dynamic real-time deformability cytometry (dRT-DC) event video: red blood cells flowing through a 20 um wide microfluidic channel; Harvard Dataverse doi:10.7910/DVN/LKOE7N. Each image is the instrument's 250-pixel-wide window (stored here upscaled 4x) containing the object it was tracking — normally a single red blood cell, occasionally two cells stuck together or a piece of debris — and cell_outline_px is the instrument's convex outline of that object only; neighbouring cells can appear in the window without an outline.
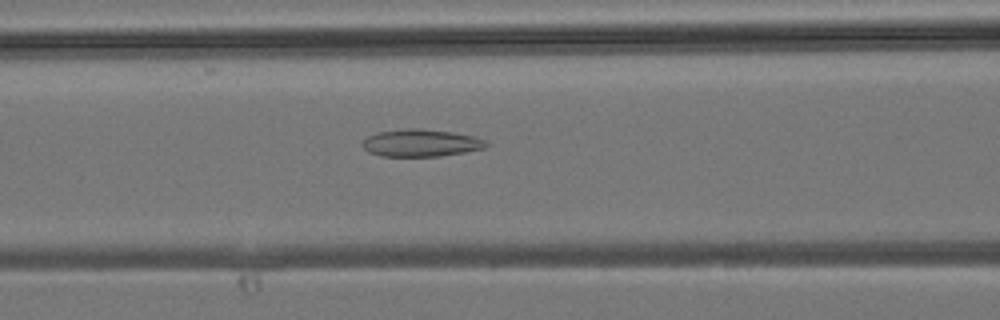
{"species": "common noctule bat (a hibernating species)", "species_latin": "Nyctalus noctula", "temperature_condition": "room temperature", "stored_images_in_passage": 44, "camera_frame_rate_fps": 3000, "um_per_image_px": 0.085, "animal": {"sex": "male", "body_mass_g": 19.2, "forearm_length_mm": 51.8}, "frame": {"image": 1, "passage_image": 18, "time_ms": 5.667, "image_size_px": [1000, 320], "cell_outline_px": [[488, 144], [484, 148], [464, 152], [440, 156], [380, 156], [368, 152], [360, 144], [368, 136], [376, 132], [408, 128], [420, 128], [452, 132], [476, 136], [484, 140]], "centroid_in_image_um": [35.75, 12.14], "position_along_channel_um": 130.9, "area_um2": 19.77}}
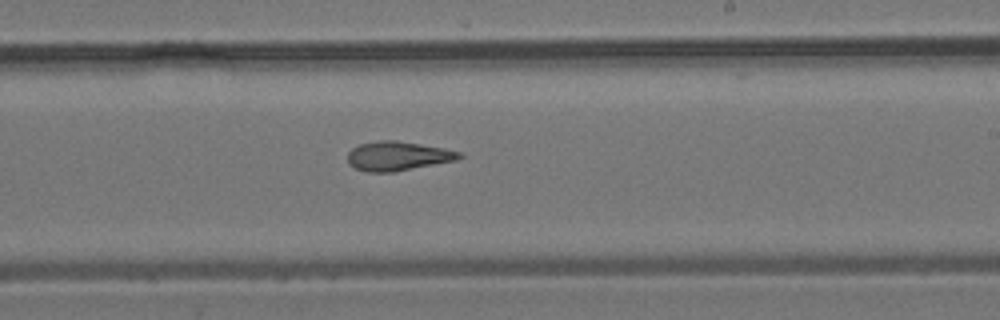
{"frame": {"image": 2, "passage_image": 26, "time_ms": 8.333, "image_size_px": [1000, 320], "cell_outline_px": [[464, 156], [456, 160], [396, 172], [368, 172], [356, 168], [348, 164], [348, 152], [352, 148], [360, 144], [380, 140], [396, 140], [444, 148], [460, 152]], "centroid_in_image_um": [33.81, 13.27], "position_along_channel_um": 255.2, "area_um2": 19.02}}
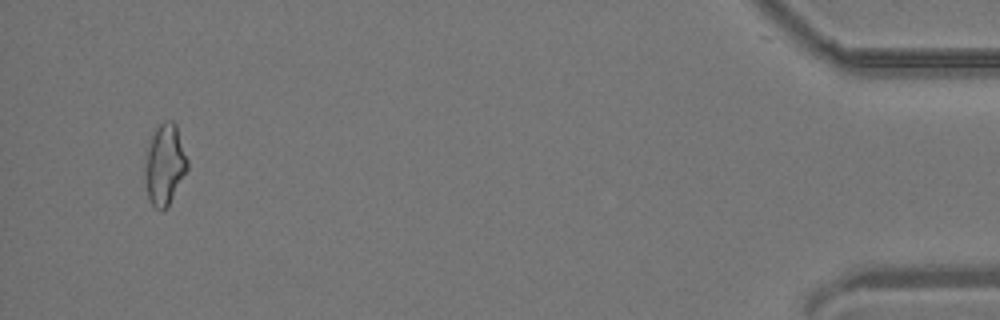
{"frame": {"image": 3, "passage_image": 42, "time_ms": 13.667, "image_size_px": [1000, 320], "cell_outline_px": [[188, 168], [168, 204], [164, 208], [156, 208], [152, 204], [148, 196], [144, 184], [144, 168], [148, 140], [152, 132], [164, 120], [172, 120], [176, 124], [188, 160]], "centroid_in_image_um": [13.97, 13.92], "position_along_channel_um": 421.2, "area_um2": 20.0}}